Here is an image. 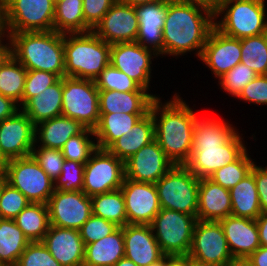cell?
<instances>
[{"instance_id":"db71d44e","label":"cell","mask_w":267,"mask_h":266,"mask_svg":"<svg viewBox=\"0 0 267 266\" xmlns=\"http://www.w3.org/2000/svg\"><path fill=\"white\" fill-rule=\"evenodd\" d=\"M21 108L13 99L0 94V122L15 115Z\"/></svg>"},{"instance_id":"c3c4849f","label":"cell","mask_w":267,"mask_h":266,"mask_svg":"<svg viewBox=\"0 0 267 266\" xmlns=\"http://www.w3.org/2000/svg\"><path fill=\"white\" fill-rule=\"evenodd\" d=\"M16 266H62L42 242H30Z\"/></svg>"},{"instance_id":"5b68a950","label":"cell","mask_w":267,"mask_h":266,"mask_svg":"<svg viewBox=\"0 0 267 266\" xmlns=\"http://www.w3.org/2000/svg\"><path fill=\"white\" fill-rule=\"evenodd\" d=\"M266 3L265 0L221 1L214 11L215 28L237 39L264 34L267 32Z\"/></svg>"},{"instance_id":"e575fe53","label":"cell","mask_w":267,"mask_h":266,"mask_svg":"<svg viewBox=\"0 0 267 266\" xmlns=\"http://www.w3.org/2000/svg\"><path fill=\"white\" fill-rule=\"evenodd\" d=\"M13 220L30 242H42L50 226L47 204L29 203Z\"/></svg>"},{"instance_id":"9c48e42d","label":"cell","mask_w":267,"mask_h":266,"mask_svg":"<svg viewBox=\"0 0 267 266\" xmlns=\"http://www.w3.org/2000/svg\"><path fill=\"white\" fill-rule=\"evenodd\" d=\"M62 115L94 130L100 119L99 90L94 80L63 77Z\"/></svg>"},{"instance_id":"d590c367","label":"cell","mask_w":267,"mask_h":266,"mask_svg":"<svg viewBox=\"0 0 267 266\" xmlns=\"http://www.w3.org/2000/svg\"><path fill=\"white\" fill-rule=\"evenodd\" d=\"M27 69L11 54L0 66V94L13 99L22 107Z\"/></svg>"},{"instance_id":"7bdbcfd3","label":"cell","mask_w":267,"mask_h":266,"mask_svg":"<svg viewBox=\"0 0 267 266\" xmlns=\"http://www.w3.org/2000/svg\"><path fill=\"white\" fill-rule=\"evenodd\" d=\"M257 74L247 65L238 63L230 71L218 79V83L224 92L232 97H238L243 88L251 82Z\"/></svg>"},{"instance_id":"11a10c76","label":"cell","mask_w":267,"mask_h":266,"mask_svg":"<svg viewBox=\"0 0 267 266\" xmlns=\"http://www.w3.org/2000/svg\"><path fill=\"white\" fill-rule=\"evenodd\" d=\"M259 231V241L261 246L267 247V213H261L256 219Z\"/></svg>"},{"instance_id":"52a82bcc","label":"cell","mask_w":267,"mask_h":266,"mask_svg":"<svg viewBox=\"0 0 267 266\" xmlns=\"http://www.w3.org/2000/svg\"><path fill=\"white\" fill-rule=\"evenodd\" d=\"M4 33L53 31L52 0H2Z\"/></svg>"},{"instance_id":"94428289","label":"cell","mask_w":267,"mask_h":266,"mask_svg":"<svg viewBox=\"0 0 267 266\" xmlns=\"http://www.w3.org/2000/svg\"><path fill=\"white\" fill-rule=\"evenodd\" d=\"M181 1L203 5L211 9L213 12L218 8L219 4L221 3V0H181Z\"/></svg>"},{"instance_id":"d6a6232c","label":"cell","mask_w":267,"mask_h":266,"mask_svg":"<svg viewBox=\"0 0 267 266\" xmlns=\"http://www.w3.org/2000/svg\"><path fill=\"white\" fill-rule=\"evenodd\" d=\"M231 215L256 220L262 213L254 174L250 172L229 190Z\"/></svg>"},{"instance_id":"ba28073f","label":"cell","mask_w":267,"mask_h":266,"mask_svg":"<svg viewBox=\"0 0 267 266\" xmlns=\"http://www.w3.org/2000/svg\"><path fill=\"white\" fill-rule=\"evenodd\" d=\"M197 217L161 208L150 224L164 255H188Z\"/></svg>"},{"instance_id":"f6af8a7d","label":"cell","mask_w":267,"mask_h":266,"mask_svg":"<svg viewBox=\"0 0 267 266\" xmlns=\"http://www.w3.org/2000/svg\"><path fill=\"white\" fill-rule=\"evenodd\" d=\"M29 203L18 189L5 182L0 193V218L14 219Z\"/></svg>"},{"instance_id":"4fadbf2b","label":"cell","mask_w":267,"mask_h":266,"mask_svg":"<svg viewBox=\"0 0 267 266\" xmlns=\"http://www.w3.org/2000/svg\"><path fill=\"white\" fill-rule=\"evenodd\" d=\"M243 138L237 130L220 147L192 148L191 156L184 165L199 179L209 178L216 170L236 161L248 150Z\"/></svg>"},{"instance_id":"83f0119b","label":"cell","mask_w":267,"mask_h":266,"mask_svg":"<svg viewBox=\"0 0 267 266\" xmlns=\"http://www.w3.org/2000/svg\"><path fill=\"white\" fill-rule=\"evenodd\" d=\"M125 256L123 227L85 245L83 266H114Z\"/></svg>"},{"instance_id":"03108f58","label":"cell","mask_w":267,"mask_h":266,"mask_svg":"<svg viewBox=\"0 0 267 266\" xmlns=\"http://www.w3.org/2000/svg\"><path fill=\"white\" fill-rule=\"evenodd\" d=\"M189 266H213V265H208L205 263L197 262L189 257Z\"/></svg>"},{"instance_id":"f546056e","label":"cell","mask_w":267,"mask_h":266,"mask_svg":"<svg viewBox=\"0 0 267 266\" xmlns=\"http://www.w3.org/2000/svg\"><path fill=\"white\" fill-rule=\"evenodd\" d=\"M63 78L47 87L39 95L30 98L21 110L34 125L62 115Z\"/></svg>"},{"instance_id":"60d3db41","label":"cell","mask_w":267,"mask_h":266,"mask_svg":"<svg viewBox=\"0 0 267 266\" xmlns=\"http://www.w3.org/2000/svg\"><path fill=\"white\" fill-rule=\"evenodd\" d=\"M94 130L86 128L82 133L71 137L61 149L65 160L85 164L97 149Z\"/></svg>"},{"instance_id":"44dd1931","label":"cell","mask_w":267,"mask_h":266,"mask_svg":"<svg viewBox=\"0 0 267 266\" xmlns=\"http://www.w3.org/2000/svg\"><path fill=\"white\" fill-rule=\"evenodd\" d=\"M167 2L141 4L136 7L138 16V34L136 42L156 55L164 57L162 30L167 15Z\"/></svg>"},{"instance_id":"b9f144b4","label":"cell","mask_w":267,"mask_h":266,"mask_svg":"<svg viewBox=\"0 0 267 266\" xmlns=\"http://www.w3.org/2000/svg\"><path fill=\"white\" fill-rule=\"evenodd\" d=\"M94 81L98 90H114L120 92L148 91L111 64L106 66Z\"/></svg>"},{"instance_id":"603a6c76","label":"cell","mask_w":267,"mask_h":266,"mask_svg":"<svg viewBox=\"0 0 267 266\" xmlns=\"http://www.w3.org/2000/svg\"><path fill=\"white\" fill-rule=\"evenodd\" d=\"M42 243L62 266H83L85 244L79 230L50 225Z\"/></svg>"},{"instance_id":"8fae6325","label":"cell","mask_w":267,"mask_h":266,"mask_svg":"<svg viewBox=\"0 0 267 266\" xmlns=\"http://www.w3.org/2000/svg\"><path fill=\"white\" fill-rule=\"evenodd\" d=\"M125 178L124 162L107 149L97 148L85 163L82 191L92 197L120 189Z\"/></svg>"},{"instance_id":"e7e4bbea","label":"cell","mask_w":267,"mask_h":266,"mask_svg":"<svg viewBox=\"0 0 267 266\" xmlns=\"http://www.w3.org/2000/svg\"><path fill=\"white\" fill-rule=\"evenodd\" d=\"M5 36L4 28H3V8H2V0H0V38Z\"/></svg>"},{"instance_id":"9f6ffc18","label":"cell","mask_w":267,"mask_h":266,"mask_svg":"<svg viewBox=\"0 0 267 266\" xmlns=\"http://www.w3.org/2000/svg\"><path fill=\"white\" fill-rule=\"evenodd\" d=\"M248 258L254 266H267V247L260 246Z\"/></svg>"},{"instance_id":"8d00e7d4","label":"cell","mask_w":267,"mask_h":266,"mask_svg":"<svg viewBox=\"0 0 267 266\" xmlns=\"http://www.w3.org/2000/svg\"><path fill=\"white\" fill-rule=\"evenodd\" d=\"M90 199L93 215L113 222L119 227L128 224L121 188L92 196Z\"/></svg>"},{"instance_id":"6f0895ef","label":"cell","mask_w":267,"mask_h":266,"mask_svg":"<svg viewBox=\"0 0 267 266\" xmlns=\"http://www.w3.org/2000/svg\"><path fill=\"white\" fill-rule=\"evenodd\" d=\"M164 266H189V256L164 255Z\"/></svg>"},{"instance_id":"8992f818","label":"cell","mask_w":267,"mask_h":266,"mask_svg":"<svg viewBox=\"0 0 267 266\" xmlns=\"http://www.w3.org/2000/svg\"><path fill=\"white\" fill-rule=\"evenodd\" d=\"M199 180L185 165H174L155 183L160 207L197 217Z\"/></svg>"},{"instance_id":"836d02e7","label":"cell","mask_w":267,"mask_h":266,"mask_svg":"<svg viewBox=\"0 0 267 266\" xmlns=\"http://www.w3.org/2000/svg\"><path fill=\"white\" fill-rule=\"evenodd\" d=\"M30 241L13 219L0 218V265L16 266Z\"/></svg>"},{"instance_id":"f5cc1de1","label":"cell","mask_w":267,"mask_h":266,"mask_svg":"<svg viewBox=\"0 0 267 266\" xmlns=\"http://www.w3.org/2000/svg\"><path fill=\"white\" fill-rule=\"evenodd\" d=\"M256 181L259 202L262 213H267V165L264 167L257 165L255 162L251 168Z\"/></svg>"},{"instance_id":"7dc6e473","label":"cell","mask_w":267,"mask_h":266,"mask_svg":"<svg viewBox=\"0 0 267 266\" xmlns=\"http://www.w3.org/2000/svg\"><path fill=\"white\" fill-rule=\"evenodd\" d=\"M60 77L46 71L27 70L22 106L32 97L39 95L47 87L55 84Z\"/></svg>"},{"instance_id":"be15d7a7","label":"cell","mask_w":267,"mask_h":266,"mask_svg":"<svg viewBox=\"0 0 267 266\" xmlns=\"http://www.w3.org/2000/svg\"><path fill=\"white\" fill-rule=\"evenodd\" d=\"M114 266H138L130 259L125 256L122 259H119Z\"/></svg>"},{"instance_id":"4316f807","label":"cell","mask_w":267,"mask_h":266,"mask_svg":"<svg viewBox=\"0 0 267 266\" xmlns=\"http://www.w3.org/2000/svg\"><path fill=\"white\" fill-rule=\"evenodd\" d=\"M85 129L77 120L60 115L35 125V144L38 147L61 150L71 137Z\"/></svg>"},{"instance_id":"30bf717a","label":"cell","mask_w":267,"mask_h":266,"mask_svg":"<svg viewBox=\"0 0 267 266\" xmlns=\"http://www.w3.org/2000/svg\"><path fill=\"white\" fill-rule=\"evenodd\" d=\"M6 182L18 189L30 203L47 204L55 191L54 182L32 155L5 162Z\"/></svg>"},{"instance_id":"1f68e13d","label":"cell","mask_w":267,"mask_h":266,"mask_svg":"<svg viewBox=\"0 0 267 266\" xmlns=\"http://www.w3.org/2000/svg\"><path fill=\"white\" fill-rule=\"evenodd\" d=\"M217 117L199 116L193 131L192 148H211L222 146L237 130L236 126Z\"/></svg>"},{"instance_id":"a7ac6f4b","label":"cell","mask_w":267,"mask_h":266,"mask_svg":"<svg viewBox=\"0 0 267 266\" xmlns=\"http://www.w3.org/2000/svg\"><path fill=\"white\" fill-rule=\"evenodd\" d=\"M149 266H164V256L161 260H159L158 262L154 264H150Z\"/></svg>"},{"instance_id":"681fc988","label":"cell","mask_w":267,"mask_h":266,"mask_svg":"<svg viewBox=\"0 0 267 266\" xmlns=\"http://www.w3.org/2000/svg\"><path fill=\"white\" fill-rule=\"evenodd\" d=\"M119 228L115 223L104 218L91 215L79 229V234L85 245L110 235Z\"/></svg>"},{"instance_id":"816d5d0a","label":"cell","mask_w":267,"mask_h":266,"mask_svg":"<svg viewBox=\"0 0 267 266\" xmlns=\"http://www.w3.org/2000/svg\"><path fill=\"white\" fill-rule=\"evenodd\" d=\"M117 0H83L86 32L92 31Z\"/></svg>"},{"instance_id":"ab89813d","label":"cell","mask_w":267,"mask_h":266,"mask_svg":"<svg viewBox=\"0 0 267 266\" xmlns=\"http://www.w3.org/2000/svg\"><path fill=\"white\" fill-rule=\"evenodd\" d=\"M249 153L246 150L236 161L216 170L209 179L230 190L251 172L255 159Z\"/></svg>"},{"instance_id":"d4e9b609","label":"cell","mask_w":267,"mask_h":266,"mask_svg":"<svg viewBox=\"0 0 267 266\" xmlns=\"http://www.w3.org/2000/svg\"><path fill=\"white\" fill-rule=\"evenodd\" d=\"M231 215V197L228 189L209 178L199 180L197 219L219 221Z\"/></svg>"},{"instance_id":"9a60e30c","label":"cell","mask_w":267,"mask_h":266,"mask_svg":"<svg viewBox=\"0 0 267 266\" xmlns=\"http://www.w3.org/2000/svg\"><path fill=\"white\" fill-rule=\"evenodd\" d=\"M157 57L153 51L136 41L111 45L110 64L148 91L152 78V60Z\"/></svg>"},{"instance_id":"bcb514c9","label":"cell","mask_w":267,"mask_h":266,"mask_svg":"<svg viewBox=\"0 0 267 266\" xmlns=\"http://www.w3.org/2000/svg\"><path fill=\"white\" fill-rule=\"evenodd\" d=\"M31 155L39 163L42 170L55 182L61 175L62 167L65 162L62 151L37 147V144H35Z\"/></svg>"},{"instance_id":"7c38bea8","label":"cell","mask_w":267,"mask_h":266,"mask_svg":"<svg viewBox=\"0 0 267 266\" xmlns=\"http://www.w3.org/2000/svg\"><path fill=\"white\" fill-rule=\"evenodd\" d=\"M188 256L208 265H226L233 256L219 221L197 220Z\"/></svg>"},{"instance_id":"4dcf8cb0","label":"cell","mask_w":267,"mask_h":266,"mask_svg":"<svg viewBox=\"0 0 267 266\" xmlns=\"http://www.w3.org/2000/svg\"><path fill=\"white\" fill-rule=\"evenodd\" d=\"M145 114L100 113L98 125L94 129L97 148L107 149L122 135L129 134L134 125Z\"/></svg>"},{"instance_id":"f907efd6","label":"cell","mask_w":267,"mask_h":266,"mask_svg":"<svg viewBox=\"0 0 267 266\" xmlns=\"http://www.w3.org/2000/svg\"><path fill=\"white\" fill-rule=\"evenodd\" d=\"M238 100L254 105L267 106V75H257L237 97Z\"/></svg>"},{"instance_id":"f35d334b","label":"cell","mask_w":267,"mask_h":266,"mask_svg":"<svg viewBox=\"0 0 267 266\" xmlns=\"http://www.w3.org/2000/svg\"><path fill=\"white\" fill-rule=\"evenodd\" d=\"M241 63L257 75H267V32L241 38Z\"/></svg>"},{"instance_id":"e0dca14e","label":"cell","mask_w":267,"mask_h":266,"mask_svg":"<svg viewBox=\"0 0 267 266\" xmlns=\"http://www.w3.org/2000/svg\"><path fill=\"white\" fill-rule=\"evenodd\" d=\"M121 191L128 224L150 225L161 209L155 184L125 177Z\"/></svg>"},{"instance_id":"2644e50d","label":"cell","mask_w":267,"mask_h":266,"mask_svg":"<svg viewBox=\"0 0 267 266\" xmlns=\"http://www.w3.org/2000/svg\"><path fill=\"white\" fill-rule=\"evenodd\" d=\"M52 1L54 2V4H56V3H58V2H60L62 0H52Z\"/></svg>"},{"instance_id":"91938a15","label":"cell","mask_w":267,"mask_h":266,"mask_svg":"<svg viewBox=\"0 0 267 266\" xmlns=\"http://www.w3.org/2000/svg\"><path fill=\"white\" fill-rule=\"evenodd\" d=\"M225 266H254L248 257H232Z\"/></svg>"},{"instance_id":"7a4b0ae2","label":"cell","mask_w":267,"mask_h":266,"mask_svg":"<svg viewBox=\"0 0 267 266\" xmlns=\"http://www.w3.org/2000/svg\"><path fill=\"white\" fill-rule=\"evenodd\" d=\"M175 92L163 103L155 98L150 106L154 119L155 140L174 165H184L190 158L193 131L199 115Z\"/></svg>"},{"instance_id":"d6986e66","label":"cell","mask_w":267,"mask_h":266,"mask_svg":"<svg viewBox=\"0 0 267 266\" xmlns=\"http://www.w3.org/2000/svg\"><path fill=\"white\" fill-rule=\"evenodd\" d=\"M174 164L154 139L124 162L125 177L133 181L156 183Z\"/></svg>"},{"instance_id":"7402d4cb","label":"cell","mask_w":267,"mask_h":266,"mask_svg":"<svg viewBox=\"0 0 267 266\" xmlns=\"http://www.w3.org/2000/svg\"><path fill=\"white\" fill-rule=\"evenodd\" d=\"M123 238L125 257L138 266H149L164 256L150 225L126 224Z\"/></svg>"},{"instance_id":"cb8c5ba5","label":"cell","mask_w":267,"mask_h":266,"mask_svg":"<svg viewBox=\"0 0 267 266\" xmlns=\"http://www.w3.org/2000/svg\"><path fill=\"white\" fill-rule=\"evenodd\" d=\"M219 222L233 257H249L261 246L256 220L230 215Z\"/></svg>"},{"instance_id":"6da1fadb","label":"cell","mask_w":267,"mask_h":266,"mask_svg":"<svg viewBox=\"0 0 267 266\" xmlns=\"http://www.w3.org/2000/svg\"><path fill=\"white\" fill-rule=\"evenodd\" d=\"M214 18V12L203 5L169 0L162 30L164 57L169 55L177 59L192 52L200 58L208 36L215 27Z\"/></svg>"},{"instance_id":"003e7915","label":"cell","mask_w":267,"mask_h":266,"mask_svg":"<svg viewBox=\"0 0 267 266\" xmlns=\"http://www.w3.org/2000/svg\"><path fill=\"white\" fill-rule=\"evenodd\" d=\"M5 174V160L0 156V175Z\"/></svg>"},{"instance_id":"3957f363","label":"cell","mask_w":267,"mask_h":266,"mask_svg":"<svg viewBox=\"0 0 267 266\" xmlns=\"http://www.w3.org/2000/svg\"><path fill=\"white\" fill-rule=\"evenodd\" d=\"M11 55L27 70L65 77L64 34L56 31L5 33Z\"/></svg>"},{"instance_id":"680465c9","label":"cell","mask_w":267,"mask_h":266,"mask_svg":"<svg viewBox=\"0 0 267 266\" xmlns=\"http://www.w3.org/2000/svg\"><path fill=\"white\" fill-rule=\"evenodd\" d=\"M8 42L9 41L6 36H3L2 38H0V66L4 62V60L11 54V47H10V43Z\"/></svg>"},{"instance_id":"f1b7e54d","label":"cell","mask_w":267,"mask_h":266,"mask_svg":"<svg viewBox=\"0 0 267 266\" xmlns=\"http://www.w3.org/2000/svg\"><path fill=\"white\" fill-rule=\"evenodd\" d=\"M131 130L129 134L122 135L107 148L123 162L155 139L154 119L151 112L145 114Z\"/></svg>"},{"instance_id":"484cf974","label":"cell","mask_w":267,"mask_h":266,"mask_svg":"<svg viewBox=\"0 0 267 266\" xmlns=\"http://www.w3.org/2000/svg\"><path fill=\"white\" fill-rule=\"evenodd\" d=\"M158 97L149 91L99 90V113L147 114Z\"/></svg>"},{"instance_id":"5bb4252c","label":"cell","mask_w":267,"mask_h":266,"mask_svg":"<svg viewBox=\"0 0 267 266\" xmlns=\"http://www.w3.org/2000/svg\"><path fill=\"white\" fill-rule=\"evenodd\" d=\"M52 226L79 230L92 215L91 199L83 191L55 190L47 202Z\"/></svg>"},{"instance_id":"277c9868","label":"cell","mask_w":267,"mask_h":266,"mask_svg":"<svg viewBox=\"0 0 267 266\" xmlns=\"http://www.w3.org/2000/svg\"><path fill=\"white\" fill-rule=\"evenodd\" d=\"M110 50L93 31L64 34L65 77L95 80L110 64Z\"/></svg>"},{"instance_id":"ffe728a7","label":"cell","mask_w":267,"mask_h":266,"mask_svg":"<svg viewBox=\"0 0 267 266\" xmlns=\"http://www.w3.org/2000/svg\"><path fill=\"white\" fill-rule=\"evenodd\" d=\"M198 60L202 61L214 77L219 79L241 63V41L224 35L214 27Z\"/></svg>"},{"instance_id":"ee69618b","label":"cell","mask_w":267,"mask_h":266,"mask_svg":"<svg viewBox=\"0 0 267 266\" xmlns=\"http://www.w3.org/2000/svg\"><path fill=\"white\" fill-rule=\"evenodd\" d=\"M85 164L65 160L61 175L54 182V189L63 192L82 191Z\"/></svg>"},{"instance_id":"74e56055","label":"cell","mask_w":267,"mask_h":266,"mask_svg":"<svg viewBox=\"0 0 267 266\" xmlns=\"http://www.w3.org/2000/svg\"><path fill=\"white\" fill-rule=\"evenodd\" d=\"M54 31L62 34L86 33L83 0H62L55 4Z\"/></svg>"},{"instance_id":"2e32d148","label":"cell","mask_w":267,"mask_h":266,"mask_svg":"<svg viewBox=\"0 0 267 266\" xmlns=\"http://www.w3.org/2000/svg\"><path fill=\"white\" fill-rule=\"evenodd\" d=\"M35 145V125L20 109L0 122V156L6 161L32 154Z\"/></svg>"},{"instance_id":"89a4df30","label":"cell","mask_w":267,"mask_h":266,"mask_svg":"<svg viewBox=\"0 0 267 266\" xmlns=\"http://www.w3.org/2000/svg\"><path fill=\"white\" fill-rule=\"evenodd\" d=\"M5 182H6L5 175H0V193H1V188Z\"/></svg>"},{"instance_id":"6125c7cd","label":"cell","mask_w":267,"mask_h":266,"mask_svg":"<svg viewBox=\"0 0 267 266\" xmlns=\"http://www.w3.org/2000/svg\"><path fill=\"white\" fill-rule=\"evenodd\" d=\"M118 1L123 4L135 7L141 4H151V3H157V2L169 1V0H118Z\"/></svg>"},{"instance_id":"ac0fdd59","label":"cell","mask_w":267,"mask_h":266,"mask_svg":"<svg viewBox=\"0 0 267 266\" xmlns=\"http://www.w3.org/2000/svg\"><path fill=\"white\" fill-rule=\"evenodd\" d=\"M138 27L136 7L117 0L92 31L103 41L113 45L135 42Z\"/></svg>"}]
</instances>
